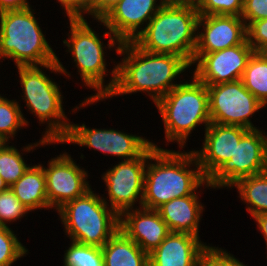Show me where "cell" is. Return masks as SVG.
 I'll list each match as a JSON object with an SVG mask.
<instances>
[{"instance_id": "cell-1", "label": "cell", "mask_w": 267, "mask_h": 266, "mask_svg": "<svg viewBox=\"0 0 267 266\" xmlns=\"http://www.w3.org/2000/svg\"><path fill=\"white\" fill-rule=\"evenodd\" d=\"M117 54L123 58L118 61L119 63L116 62V84L104 101L119 95L141 92L147 93L146 96L156 104L182 82L175 81L184 78L180 75H184L188 69L193 70L182 57L150 53L139 48L133 41L121 43Z\"/></svg>"}, {"instance_id": "cell-2", "label": "cell", "mask_w": 267, "mask_h": 266, "mask_svg": "<svg viewBox=\"0 0 267 266\" xmlns=\"http://www.w3.org/2000/svg\"><path fill=\"white\" fill-rule=\"evenodd\" d=\"M68 21L69 33L66 34L68 38L62 40L64 47H67L65 52L72 55V62L76 65L77 74H80L82 86L91 88L95 92L86 96L80 104L71 109V112L75 114L79 108L83 109L99 101L102 102L114 89L117 80V64H114L110 72L105 57L108 55L107 50L112 51L115 48V53H117L121 43L101 20H96V22L105 27L103 36H99V33L94 31L85 18H68ZM100 37L109 38L108 44H104ZM107 73L111 74L109 83L105 81Z\"/></svg>"}, {"instance_id": "cell-3", "label": "cell", "mask_w": 267, "mask_h": 266, "mask_svg": "<svg viewBox=\"0 0 267 266\" xmlns=\"http://www.w3.org/2000/svg\"><path fill=\"white\" fill-rule=\"evenodd\" d=\"M152 144L156 149L148 157L141 207L156 210L172 199L199 194L202 188L213 189L193 150H168Z\"/></svg>"}, {"instance_id": "cell-4", "label": "cell", "mask_w": 267, "mask_h": 266, "mask_svg": "<svg viewBox=\"0 0 267 266\" xmlns=\"http://www.w3.org/2000/svg\"><path fill=\"white\" fill-rule=\"evenodd\" d=\"M59 59L45 65L16 66L20 79L18 82L23 91L21 99L26 104V110L31 111L30 114L37 117L40 124L47 125L41 136L49 142H60L68 134L71 124L64 112L61 88L49 77L50 74H46L48 70L55 75L63 74L69 79L71 73L67 72Z\"/></svg>"}, {"instance_id": "cell-5", "label": "cell", "mask_w": 267, "mask_h": 266, "mask_svg": "<svg viewBox=\"0 0 267 266\" xmlns=\"http://www.w3.org/2000/svg\"><path fill=\"white\" fill-rule=\"evenodd\" d=\"M198 18L195 7L165 3L133 42L150 53L182 57L192 68Z\"/></svg>"}, {"instance_id": "cell-6", "label": "cell", "mask_w": 267, "mask_h": 266, "mask_svg": "<svg viewBox=\"0 0 267 266\" xmlns=\"http://www.w3.org/2000/svg\"><path fill=\"white\" fill-rule=\"evenodd\" d=\"M191 75V80L183 79L155 104L164 123L166 145L176 142L183 151L190 134L211 123L207 85Z\"/></svg>"}, {"instance_id": "cell-7", "label": "cell", "mask_w": 267, "mask_h": 266, "mask_svg": "<svg viewBox=\"0 0 267 266\" xmlns=\"http://www.w3.org/2000/svg\"><path fill=\"white\" fill-rule=\"evenodd\" d=\"M34 13L32 7L0 12V57L12 59L15 67L57 62Z\"/></svg>"}, {"instance_id": "cell-8", "label": "cell", "mask_w": 267, "mask_h": 266, "mask_svg": "<svg viewBox=\"0 0 267 266\" xmlns=\"http://www.w3.org/2000/svg\"><path fill=\"white\" fill-rule=\"evenodd\" d=\"M91 188L56 212L70 240L102 247L118 230L120 216Z\"/></svg>"}, {"instance_id": "cell-9", "label": "cell", "mask_w": 267, "mask_h": 266, "mask_svg": "<svg viewBox=\"0 0 267 266\" xmlns=\"http://www.w3.org/2000/svg\"><path fill=\"white\" fill-rule=\"evenodd\" d=\"M155 149L152 144L140 157L119 160L118 164H114L102 174L101 179L108 194L107 197L102 194V199L119 216L126 210L142 206L145 169L148 157Z\"/></svg>"}, {"instance_id": "cell-10", "label": "cell", "mask_w": 267, "mask_h": 266, "mask_svg": "<svg viewBox=\"0 0 267 266\" xmlns=\"http://www.w3.org/2000/svg\"><path fill=\"white\" fill-rule=\"evenodd\" d=\"M71 122L68 134L57 144H76L100 152L108 157L126 161L140 157L153 143L141 135L130 134L118 129L87 127L86 124ZM107 154V155H106Z\"/></svg>"}, {"instance_id": "cell-11", "label": "cell", "mask_w": 267, "mask_h": 266, "mask_svg": "<svg viewBox=\"0 0 267 266\" xmlns=\"http://www.w3.org/2000/svg\"><path fill=\"white\" fill-rule=\"evenodd\" d=\"M211 123L258 129L251 121L256 113L266 108L242 80L208 85Z\"/></svg>"}, {"instance_id": "cell-12", "label": "cell", "mask_w": 267, "mask_h": 266, "mask_svg": "<svg viewBox=\"0 0 267 266\" xmlns=\"http://www.w3.org/2000/svg\"><path fill=\"white\" fill-rule=\"evenodd\" d=\"M267 171V132L249 129L228 163L209 181L213 189H229L239 179Z\"/></svg>"}, {"instance_id": "cell-13", "label": "cell", "mask_w": 267, "mask_h": 266, "mask_svg": "<svg viewBox=\"0 0 267 266\" xmlns=\"http://www.w3.org/2000/svg\"><path fill=\"white\" fill-rule=\"evenodd\" d=\"M43 165L46 177L47 200L55 211L65 203L83 196L92 188L88 181V171L80 167L72 156L63 151Z\"/></svg>"}, {"instance_id": "cell-14", "label": "cell", "mask_w": 267, "mask_h": 266, "mask_svg": "<svg viewBox=\"0 0 267 266\" xmlns=\"http://www.w3.org/2000/svg\"><path fill=\"white\" fill-rule=\"evenodd\" d=\"M254 52L246 40L240 45L203 54L193 64V75L207 86L241 80Z\"/></svg>"}, {"instance_id": "cell-15", "label": "cell", "mask_w": 267, "mask_h": 266, "mask_svg": "<svg viewBox=\"0 0 267 266\" xmlns=\"http://www.w3.org/2000/svg\"><path fill=\"white\" fill-rule=\"evenodd\" d=\"M247 40L246 25L235 15H199L197 44L193 64L206 53L243 44Z\"/></svg>"}, {"instance_id": "cell-16", "label": "cell", "mask_w": 267, "mask_h": 266, "mask_svg": "<svg viewBox=\"0 0 267 266\" xmlns=\"http://www.w3.org/2000/svg\"><path fill=\"white\" fill-rule=\"evenodd\" d=\"M249 129L210 123L204 130L202 147L194 150L202 173L210 181L230 160L236 144Z\"/></svg>"}, {"instance_id": "cell-17", "label": "cell", "mask_w": 267, "mask_h": 266, "mask_svg": "<svg viewBox=\"0 0 267 266\" xmlns=\"http://www.w3.org/2000/svg\"><path fill=\"white\" fill-rule=\"evenodd\" d=\"M164 4L165 0H121L101 21L120 43L134 41Z\"/></svg>"}, {"instance_id": "cell-18", "label": "cell", "mask_w": 267, "mask_h": 266, "mask_svg": "<svg viewBox=\"0 0 267 266\" xmlns=\"http://www.w3.org/2000/svg\"><path fill=\"white\" fill-rule=\"evenodd\" d=\"M119 229L148 254L170 233L157 210L143 207L124 211L120 215Z\"/></svg>"}, {"instance_id": "cell-19", "label": "cell", "mask_w": 267, "mask_h": 266, "mask_svg": "<svg viewBox=\"0 0 267 266\" xmlns=\"http://www.w3.org/2000/svg\"><path fill=\"white\" fill-rule=\"evenodd\" d=\"M209 245L198 236L170 232L149 253V266H199L202 254Z\"/></svg>"}, {"instance_id": "cell-20", "label": "cell", "mask_w": 267, "mask_h": 266, "mask_svg": "<svg viewBox=\"0 0 267 266\" xmlns=\"http://www.w3.org/2000/svg\"><path fill=\"white\" fill-rule=\"evenodd\" d=\"M200 194L175 198L163 203L156 210L167 223L170 232L188 233L199 236L200 221L205 206L199 200Z\"/></svg>"}, {"instance_id": "cell-21", "label": "cell", "mask_w": 267, "mask_h": 266, "mask_svg": "<svg viewBox=\"0 0 267 266\" xmlns=\"http://www.w3.org/2000/svg\"><path fill=\"white\" fill-rule=\"evenodd\" d=\"M9 188L30 212L39 209H44V211L51 209L47 200L43 163L31 165Z\"/></svg>"}, {"instance_id": "cell-22", "label": "cell", "mask_w": 267, "mask_h": 266, "mask_svg": "<svg viewBox=\"0 0 267 266\" xmlns=\"http://www.w3.org/2000/svg\"><path fill=\"white\" fill-rule=\"evenodd\" d=\"M101 249L105 266H149V254L120 229Z\"/></svg>"}, {"instance_id": "cell-23", "label": "cell", "mask_w": 267, "mask_h": 266, "mask_svg": "<svg viewBox=\"0 0 267 266\" xmlns=\"http://www.w3.org/2000/svg\"><path fill=\"white\" fill-rule=\"evenodd\" d=\"M12 142H5L0 148V176L3 178L8 187H11L32 164H27L23 154L33 152L37 150L35 148L46 147V145L56 144V142H49L44 138H40L39 141L26 144L22 146V150H18ZM22 151V152H21ZM21 152V153H20ZM24 152V153H23Z\"/></svg>"}, {"instance_id": "cell-24", "label": "cell", "mask_w": 267, "mask_h": 266, "mask_svg": "<svg viewBox=\"0 0 267 266\" xmlns=\"http://www.w3.org/2000/svg\"><path fill=\"white\" fill-rule=\"evenodd\" d=\"M236 188L240 201L253 217L267 212V171L239 179L230 187Z\"/></svg>"}, {"instance_id": "cell-25", "label": "cell", "mask_w": 267, "mask_h": 266, "mask_svg": "<svg viewBox=\"0 0 267 266\" xmlns=\"http://www.w3.org/2000/svg\"><path fill=\"white\" fill-rule=\"evenodd\" d=\"M241 80L245 88L267 107V52L252 54Z\"/></svg>"}, {"instance_id": "cell-26", "label": "cell", "mask_w": 267, "mask_h": 266, "mask_svg": "<svg viewBox=\"0 0 267 266\" xmlns=\"http://www.w3.org/2000/svg\"><path fill=\"white\" fill-rule=\"evenodd\" d=\"M19 101L10 100L3 94L0 98V137L5 142L14 140L19 130L29 126V121L26 120Z\"/></svg>"}, {"instance_id": "cell-27", "label": "cell", "mask_w": 267, "mask_h": 266, "mask_svg": "<svg viewBox=\"0 0 267 266\" xmlns=\"http://www.w3.org/2000/svg\"><path fill=\"white\" fill-rule=\"evenodd\" d=\"M70 242L64 251L62 266H105L101 247Z\"/></svg>"}, {"instance_id": "cell-28", "label": "cell", "mask_w": 267, "mask_h": 266, "mask_svg": "<svg viewBox=\"0 0 267 266\" xmlns=\"http://www.w3.org/2000/svg\"><path fill=\"white\" fill-rule=\"evenodd\" d=\"M29 251L11 227L0 225V266H12L14 262L16 264Z\"/></svg>"}, {"instance_id": "cell-29", "label": "cell", "mask_w": 267, "mask_h": 266, "mask_svg": "<svg viewBox=\"0 0 267 266\" xmlns=\"http://www.w3.org/2000/svg\"><path fill=\"white\" fill-rule=\"evenodd\" d=\"M30 214L28 208H26L15 196L13 191L8 188L5 191L0 192V225L7 226L8 222H17V220Z\"/></svg>"}, {"instance_id": "cell-30", "label": "cell", "mask_w": 267, "mask_h": 266, "mask_svg": "<svg viewBox=\"0 0 267 266\" xmlns=\"http://www.w3.org/2000/svg\"><path fill=\"white\" fill-rule=\"evenodd\" d=\"M243 0H202L197 7L199 15L241 16Z\"/></svg>"}, {"instance_id": "cell-31", "label": "cell", "mask_w": 267, "mask_h": 266, "mask_svg": "<svg viewBox=\"0 0 267 266\" xmlns=\"http://www.w3.org/2000/svg\"><path fill=\"white\" fill-rule=\"evenodd\" d=\"M199 266H247L224 248L209 245L203 252Z\"/></svg>"}, {"instance_id": "cell-32", "label": "cell", "mask_w": 267, "mask_h": 266, "mask_svg": "<svg viewBox=\"0 0 267 266\" xmlns=\"http://www.w3.org/2000/svg\"><path fill=\"white\" fill-rule=\"evenodd\" d=\"M248 44L255 52H267V18L251 22L246 27Z\"/></svg>"}, {"instance_id": "cell-33", "label": "cell", "mask_w": 267, "mask_h": 266, "mask_svg": "<svg viewBox=\"0 0 267 266\" xmlns=\"http://www.w3.org/2000/svg\"><path fill=\"white\" fill-rule=\"evenodd\" d=\"M240 17L246 27L253 21L267 18V0H243Z\"/></svg>"}, {"instance_id": "cell-34", "label": "cell", "mask_w": 267, "mask_h": 266, "mask_svg": "<svg viewBox=\"0 0 267 266\" xmlns=\"http://www.w3.org/2000/svg\"><path fill=\"white\" fill-rule=\"evenodd\" d=\"M68 18H89V4L91 0H56Z\"/></svg>"}, {"instance_id": "cell-35", "label": "cell", "mask_w": 267, "mask_h": 266, "mask_svg": "<svg viewBox=\"0 0 267 266\" xmlns=\"http://www.w3.org/2000/svg\"><path fill=\"white\" fill-rule=\"evenodd\" d=\"M121 0H91L89 16L94 20H102Z\"/></svg>"}, {"instance_id": "cell-36", "label": "cell", "mask_w": 267, "mask_h": 266, "mask_svg": "<svg viewBox=\"0 0 267 266\" xmlns=\"http://www.w3.org/2000/svg\"><path fill=\"white\" fill-rule=\"evenodd\" d=\"M31 7L28 0H0V12L7 10H22Z\"/></svg>"}, {"instance_id": "cell-37", "label": "cell", "mask_w": 267, "mask_h": 266, "mask_svg": "<svg viewBox=\"0 0 267 266\" xmlns=\"http://www.w3.org/2000/svg\"><path fill=\"white\" fill-rule=\"evenodd\" d=\"M253 218L257 225L258 231H260L265 240L264 242L266 244V250H267V212L258 214Z\"/></svg>"}, {"instance_id": "cell-38", "label": "cell", "mask_w": 267, "mask_h": 266, "mask_svg": "<svg viewBox=\"0 0 267 266\" xmlns=\"http://www.w3.org/2000/svg\"><path fill=\"white\" fill-rule=\"evenodd\" d=\"M202 0H165L170 5L191 6L197 8Z\"/></svg>"}, {"instance_id": "cell-39", "label": "cell", "mask_w": 267, "mask_h": 266, "mask_svg": "<svg viewBox=\"0 0 267 266\" xmlns=\"http://www.w3.org/2000/svg\"><path fill=\"white\" fill-rule=\"evenodd\" d=\"M9 187L3 180V178L0 176V192L7 190Z\"/></svg>"}, {"instance_id": "cell-40", "label": "cell", "mask_w": 267, "mask_h": 266, "mask_svg": "<svg viewBox=\"0 0 267 266\" xmlns=\"http://www.w3.org/2000/svg\"><path fill=\"white\" fill-rule=\"evenodd\" d=\"M4 143L5 141L0 137V148L3 146Z\"/></svg>"}]
</instances>
